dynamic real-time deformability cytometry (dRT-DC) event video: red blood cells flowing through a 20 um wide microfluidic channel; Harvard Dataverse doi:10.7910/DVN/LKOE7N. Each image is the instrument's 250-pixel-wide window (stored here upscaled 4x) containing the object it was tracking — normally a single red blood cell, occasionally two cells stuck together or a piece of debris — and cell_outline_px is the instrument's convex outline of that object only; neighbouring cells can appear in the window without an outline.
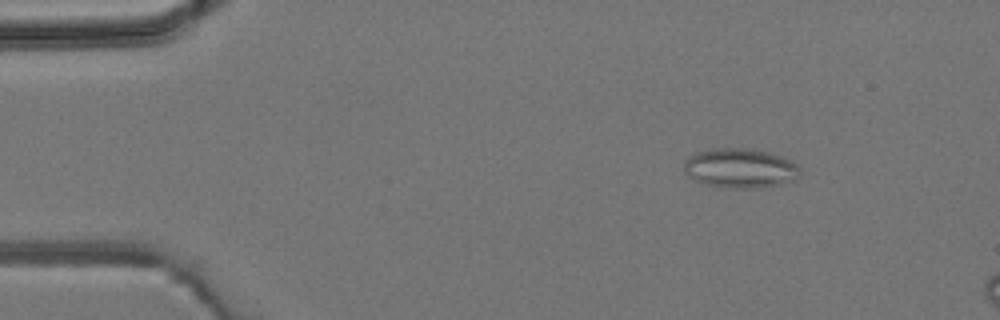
{"species": "common noctule bat (a hibernating species)", "species_latin": "Nyctalus noctula", "temperature_condition": "room temperature", "stored_images_in_passage": 4, "camera_frame_rate_fps": 3000, "um_per_image_px": 0.085, "animal": {"sex": "male", "body_mass_g": 19.2, "forearm_length_mm": 51.8}, "frame": {"image": 1, "passage_image": 2, "time_ms": 1.333, "image_size_px": [1000, 320], "cell_outline_px": [[800, 176], [792, 180], [780, 184], [752, 188], [732, 188], [704, 184], [688, 176], [684, 172], [684, 164], [696, 152], [716, 148], [748, 148], [768, 152], [792, 160], [800, 168]], "centroid_in_image_um": [62.94, 14.29], "position_along_channel_um": 22.1, "area_um2": 26.53}}